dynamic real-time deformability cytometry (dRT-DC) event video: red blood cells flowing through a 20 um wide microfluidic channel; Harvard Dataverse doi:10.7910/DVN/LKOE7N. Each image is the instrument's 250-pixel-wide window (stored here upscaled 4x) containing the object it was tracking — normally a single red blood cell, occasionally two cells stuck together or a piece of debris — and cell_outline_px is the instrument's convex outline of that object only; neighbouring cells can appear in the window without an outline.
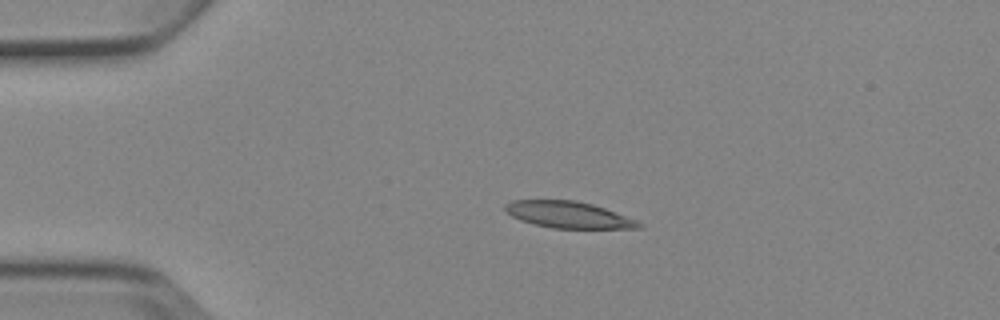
{"species": "Egyptian fruit bat (a non-hibernating species)", "species_latin": "Rousettus aegyptiacus", "temperature_condition": "cold", "stored_images_in_passage": 4, "camera_frame_rate_fps": 3000, "um_per_image_px": 0.085, "animal": {"sex": "female"}, "frame": {"image": 1, "passage_image": 3, "time_ms": 2.667, "image_size_px": [1000, 320], "cell_outline_px": [[644, 224], [640, 228], [552, 228], [532, 224], [520, 220], [512, 216], [504, 208], [504, 204], [512, 200], [576, 200], [592, 204], [604, 208], [636, 220]], "centroid_in_image_um": [48.29, 18.25], "position_along_channel_um": 36.7, "area_um2": 20.58}}